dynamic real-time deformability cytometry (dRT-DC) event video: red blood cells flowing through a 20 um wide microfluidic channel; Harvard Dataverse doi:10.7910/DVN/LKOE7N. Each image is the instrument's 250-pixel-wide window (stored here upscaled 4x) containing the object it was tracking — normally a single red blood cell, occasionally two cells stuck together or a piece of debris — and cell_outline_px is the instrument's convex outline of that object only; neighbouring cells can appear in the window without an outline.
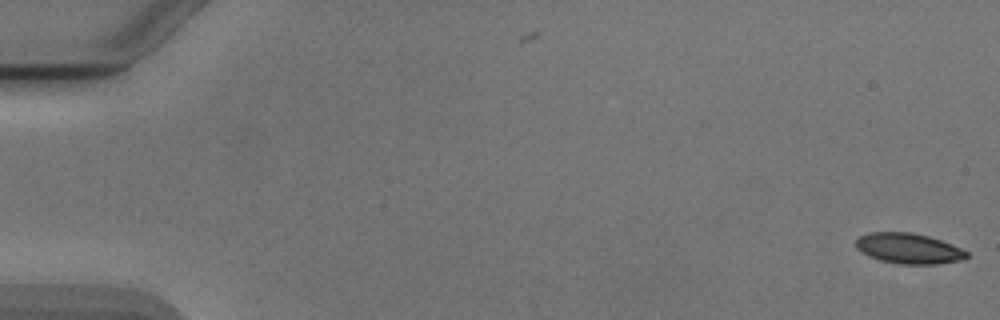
{"species": "Egyptian fruit bat (a non-hibernating species)", "species_latin": "Rousettus aegyptiacus", "temperature_condition": "cold", "stored_images_in_passage": 2, "camera_frame_rate_fps": 3000, "um_per_image_px": 0.085, "animal": {"sex": "male"}, "frame": {"image": 1, "passage_image": 2, "time_ms": 0.333, "image_size_px": [1000, 320], "cell_outline_px": [[968, 256], [964, 260], [936, 264], [900, 264], [880, 260], [868, 256], [856, 248], [856, 240], [860, 236], [868, 232], [912, 232], [928, 236], [952, 244], [968, 252]], "centroid_in_image_um": [77.24, 21.12], "position_along_channel_um": 7.8, "area_um2": 19.71}}